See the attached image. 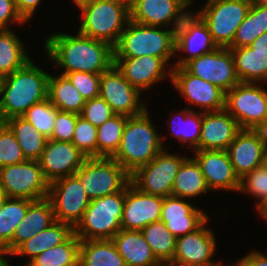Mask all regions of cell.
I'll use <instances>...</instances> for the list:
<instances>
[{"mask_svg": "<svg viewBox=\"0 0 267 266\" xmlns=\"http://www.w3.org/2000/svg\"><path fill=\"white\" fill-rule=\"evenodd\" d=\"M44 46L48 58L63 68V75L78 71L101 74L114 65V47L79 32L74 36L53 33L46 39Z\"/></svg>", "mask_w": 267, "mask_h": 266, "instance_id": "obj_1", "label": "cell"}, {"mask_svg": "<svg viewBox=\"0 0 267 266\" xmlns=\"http://www.w3.org/2000/svg\"><path fill=\"white\" fill-rule=\"evenodd\" d=\"M49 75L30 59L12 74L0 78V122L22 117L33 104L45 100Z\"/></svg>", "mask_w": 267, "mask_h": 266, "instance_id": "obj_2", "label": "cell"}, {"mask_svg": "<svg viewBox=\"0 0 267 266\" xmlns=\"http://www.w3.org/2000/svg\"><path fill=\"white\" fill-rule=\"evenodd\" d=\"M147 110L127 118L119 149L112 157L129 174L138 167L148 164L165 149L163 138L158 135Z\"/></svg>", "mask_w": 267, "mask_h": 266, "instance_id": "obj_3", "label": "cell"}, {"mask_svg": "<svg viewBox=\"0 0 267 266\" xmlns=\"http://www.w3.org/2000/svg\"><path fill=\"white\" fill-rule=\"evenodd\" d=\"M162 28V29H161ZM176 30L145 26L129 20L119 42L114 47V58L156 56L167 64L175 51Z\"/></svg>", "mask_w": 267, "mask_h": 266, "instance_id": "obj_4", "label": "cell"}, {"mask_svg": "<svg viewBox=\"0 0 267 266\" xmlns=\"http://www.w3.org/2000/svg\"><path fill=\"white\" fill-rule=\"evenodd\" d=\"M80 10L82 22L78 32L112 47L117 45L130 20L129 6L117 0H93Z\"/></svg>", "mask_w": 267, "mask_h": 266, "instance_id": "obj_5", "label": "cell"}, {"mask_svg": "<svg viewBox=\"0 0 267 266\" xmlns=\"http://www.w3.org/2000/svg\"><path fill=\"white\" fill-rule=\"evenodd\" d=\"M125 188L90 201L82 219L73 228L80 240H110L121 229Z\"/></svg>", "mask_w": 267, "mask_h": 266, "instance_id": "obj_6", "label": "cell"}, {"mask_svg": "<svg viewBox=\"0 0 267 266\" xmlns=\"http://www.w3.org/2000/svg\"><path fill=\"white\" fill-rule=\"evenodd\" d=\"M90 200L121 192L130 174L113 158H86L74 173Z\"/></svg>", "mask_w": 267, "mask_h": 266, "instance_id": "obj_7", "label": "cell"}, {"mask_svg": "<svg viewBox=\"0 0 267 266\" xmlns=\"http://www.w3.org/2000/svg\"><path fill=\"white\" fill-rule=\"evenodd\" d=\"M251 5L239 0H207L198 15L206 23L215 44L228 48Z\"/></svg>", "mask_w": 267, "mask_h": 266, "instance_id": "obj_8", "label": "cell"}, {"mask_svg": "<svg viewBox=\"0 0 267 266\" xmlns=\"http://www.w3.org/2000/svg\"><path fill=\"white\" fill-rule=\"evenodd\" d=\"M163 149L148 164L130 174V183L143 193L171 196L174 179L186 156L171 154Z\"/></svg>", "mask_w": 267, "mask_h": 266, "instance_id": "obj_9", "label": "cell"}, {"mask_svg": "<svg viewBox=\"0 0 267 266\" xmlns=\"http://www.w3.org/2000/svg\"><path fill=\"white\" fill-rule=\"evenodd\" d=\"M48 190L49 183L36 160L0 168V192L8 198L35 201L46 198Z\"/></svg>", "mask_w": 267, "mask_h": 266, "instance_id": "obj_10", "label": "cell"}, {"mask_svg": "<svg viewBox=\"0 0 267 266\" xmlns=\"http://www.w3.org/2000/svg\"><path fill=\"white\" fill-rule=\"evenodd\" d=\"M225 110L241 129H253L267 119V91L259 83H239L226 92Z\"/></svg>", "mask_w": 267, "mask_h": 266, "instance_id": "obj_11", "label": "cell"}, {"mask_svg": "<svg viewBox=\"0 0 267 266\" xmlns=\"http://www.w3.org/2000/svg\"><path fill=\"white\" fill-rule=\"evenodd\" d=\"M47 198L51 202L55 219L73 228L82 219L91 201L75 175L50 183Z\"/></svg>", "mask_w": 267, "mask_h": 266, "instance_id": "obj_12", "label": "cell"}, {"mask_svg": "<svg viewBox=\"0 0 267 266\" xmlns=\"http://www.w3.org/2000/svg\"><path fill=\"white\" fill-rule=\"evenodd\" d=\"M183 67L190 74L212 83L225 93L240 83L229 48L218 47L211 53L190 59Z\"/></svg>", "mask_w": 267, "mask_h": 266, "instance_id": "obj_13", "label": "cell"}, {"mask_svg": "<svg viewBox=\"0 0 267 266\" xmlns=\"http://www.w3.org/2000/svg\"><path fill=\"white\" fill-rule=\"evenodd\" d=\"M191 5L188 0H132L130 20L145 26L176 30L191 11L186 10Z\"/></svg>", "mask_w": 267, "mask_h": 266, "instance_id": "obj_14", "label": "cell"}, {"mask_svg": "<svg viewBox=\"0 0 267 266\" xmlns=\"http://www.w3.org/2000/svg\"><path fill=\"white\" fill-rule=\"evenodd\" d=\"M141 92L133 87L113 65L100 76V97L103 98L116 114L136 116L143 113L147 107L140 102Z\"/></svg>", "mask_w": 267, "mask_h": 266, "instance_id": "obj_15", "label": "cell"}, {"mask_svg": "<svg viewBox=\"0 0 267 266\" xmlns=\"http://www.w3.org/2000/svg\"><path fill=\"white\" fill-rule=\"evenodd\" d=\"M171 82L188 104L197 105L203 112L225 109L226 93L197 76L190 74L183 66L171 69Z\"/></svg>", "mask_w": 267, "mask_h": 266, "instance_id": "obj_16", "label": "cell"}, {"mask_svg": "<svg viewBox=\"0 0 267 266\" xmlns=\"http://www.w3.org/2000/svg\"><path fill=\"white\" fill-rule=\"evenodd\" d=\"M86 158L72 142L47 139L38 162L44 178L50 184L60 178L74 175Z\"/></svg>", "mask_w": 267, "mask_h": 266, "instance_id": "obj_17", "label": "cell"}, {"mask_svg": "<svg viewBox=\"0 0 267 266\" xmlns=\"http://www.w3.org/2000/svg\"><path fill=\"white\" fill-rule=\"evenodd\" d=\"M218 46L213 41L206 23L193 11L189 12L176 29L175 51L189 52L179 59L173 67H181L190 59L211 53Z\"/></svg>", "mask_w": 267, "mask_h": 266, "instance_id": "obj_18", "label": "cell"}, {"mask_svg": "<svg viewBox=\"0 0 267 266\" xmlns=\"http://www.w3.org/2000/svg\"><path fill=\"white\" fill-rule=\"evenodd\" d=\"M208 221L195 231L176 238L171 266H208L215 263L212 257L215 256L217 241L213 231L205 226Z\"/></svg>", "mask_w": 267, "mask_h": 266, "instance_id": "obj_19", "label": "cell"}, {"mask_svg": "<svg viewBox=\"0 0 267 266\" xmlns=\"http://www.w3.org/2000/svg\"><path fill=\"white\" fill-rule=\"evenodd\" d=\"M163 199L143 193L129 183L125 187L122 229L141 231L145 226L160 221Z\"/></svg>", "mask_w": 267, "mask_h": 266, "instance_id": "obj_20", "label": "cell"}, {"mask_svg": "<svg viewBox=\"0 0 267 266\" xmlns=\"http://www.w3.org/2000/svg\"><path fill=\"white\" fill-rule=\"evenodd\" d=\"M193 157L200 166L210 191H239L240 179L235 174L226 150H194Z\"/></svg>", "mask_w": 267, "mask_h": 266, "instance_id": "obj_21", "label": "cell"}, {"mask_svg": "<svg viewBox=\"0 0 267 266\" xmlns=\"http://www.w3.org/2000/svg\"><path fill=\"white\" fill-rule=\"evenodd\" d=\"M114 65L124 78L141 93L166 79L167 76L171 78L172 68L162 58L156 56L114 58ZM166 68H170L168 73Z\"/></svg>", "mask_w": 267, "mask_h": 266, "instance_id": "obj_22", "label": "cell"}, {"mask_svg": "<svg viewBox=\"0 0 267 266\" xmlns=\"http://www.w3.org/2000/svg\"><path fill=\"white\" fill-rule=\"evenodd\" d=\"M240 130L236 119L225 109L202 112L201 136L195 150H227Z\"/></svg>", "mask_w": 267, "mask_h": 266, "instance_id": "obj_23", "label": "cell"}, {"mask_svg": "<svg viewBox=\"0 0 267 266\" xmlns=\"http://www.w3.org/2000/svg\"><path fill=\"white\" fill-rule=\"evenodd\" d=\"M185 200L175 196L163 199L160 221L175 238L195 231L208 219V215Z\"/></svg>", "mask_w": 267, "mask_h": 266, "instance_id": "obj_24", "label": "cell"}, {"mask_svg": "<svg viewBox=\"0 0 267 266\" xmlns=\"http://www.w3.org/2000/svg\"><path fill=\"white\" fill-rule=\"evenodd\" d=\"M226 151L239 179L263 165L265 148L252 129H241Z\"/></svg>", "mask_w": 267, "mask_h": 266, "instance_id": "obj_25", "label": "cell"}, {"mask_svg": "<svg viewBox=\"0 0 267 266\" xmlns=\"http://www.w3.org/2000/svg\"><path fill=\"white\" fill-rule=\"evenodd\" d=\"M56 221L50 200L46 197L28 205L25 218L17 226L11 240V254L25 241L49 227Z\"/></svg>", "mask_w": 267, "mask_h": 266, "instance_id": "obj_26", "label": "cell"}, {"mask_svg": "<svg viewBox=\"0 0 267 266\" xmlns=\"http://www.w3.org/2000/svg\"><path fill=\"white\" fill-rule=\"evenodd\" d=\"M112 241L127 266H153L159 262L141 231L121 229Z\"/></svg>", "mask_w": 267, "mask_h": 266, "instance_id": "obj_27", "label": "cell"}, {"mask_svg": "<svg viewBox=\"0 0 267 266\" xmlns=\"http://www.w3.org/2000/svg\"><path fill=\"white\" fill-rule=\"evenodd\" d=\"M229 49L241 83L267 82V53L255 52L249 46Z\"/></svg>", "mask_w": 267, "mask_h": 266, "instance_id": "obj_28", "label": "cell"}, {"mask_svg": "<svg viewBox=\"0 0 267 266\" xmlns=\"http://www.w3.org/2000/svg\"><path fill=\"white\" fill-rule=\"evenodd\" d=\"M73 232L74 229L70 224L56 220L39 234H36L33 238L22 243L11 256L28 255L30 256L28 260L29 263L37 255L63 243Z\"/></svg>", "mask_w": 267, "mask_h": 266, "instance_id": "obj_29", "label": "cell"}, {"mask_svg": "<svg viewBox=\"0 0 267 266\" xmlns=\"http://www.w3.org/2000/svg\"><path fill=\"white\" fill-rule=\"evenodd\" d=\"M31 202L24 198H5L0 209V253L11 256V240Z\"/></svg>", "mask_w": 267, "mask_h": 266, "instance_id": "obj_30", "label": "cell"}, {"mask_svg": "<svg viewBox=\"0 0 267 266\" xmlns=\"http://www.w3.org/2000/svg\"><path fill=\"white\" fill-rule=\"evenodd\" d=\"M208 191L210 190L199 164L194 158L187 157L179 167L174 179L171 196L190 199Z\"/></svg>", "mask_w": 267, "mask_h": 266, "instance_id": "obj_31", "label": "cell"}, {"mask_svg": "<svg viewBox=\"0 0 267 266\" xmlns=\"http://www.w3.org/2000/svg\"><path fill=\"white\" fill-rule=\"evenodd\" d=\"M79 263L81 266H127L110 240H80Z\"/></svg>", "mask_w": 267, "mask_h": 266, "instance_id": "obj_32", "label": "cell"}, {"mask_svg": "<svg viewBox=\"0 0 267 266\" xmlns=\"http://www.w3.org/2000/svg\"><path fill=\"white\" fill-rule=\"evenodd\" d=\"M47 98L58 110L76 114L81 113L86 102L69 78L63 74L49 75Z\"/></svg>", "mask_w": 267, "mask_h": 266, "instance_id": "obj_33", "label": "cell"}, {"mask_svg": "<svg viewBox=\"0 0 267 266\" xmlns=\"http://www.w3.org/2000/svg\"><path fill=\"white\" fill-rule=\"evenodd\" d=\"M23 43L10 29H0V78L23 67L31 58Z\"/></svg>", "mask_w": 267, "mask_h": 266, "instance_id": "obj_34", "label": "cell"}, {"mask_svg": "<svg viewBox=\"0 0 267 266\" xmlns=\"http://www.w3.org/2000/svg\"><path fill=\"white\" fill-rule=\"evenodd\" d=\"M14 133L27 160L38 161L47 138L23 117H14L4 122Z\"/></svg>", "mask_w": 267, "mask_h": 266, "instance_id": "obj_35", "label": "cell"}, {"mask_svg": "<svg viewBox=\"0 0 267 266\" xmlns=\"http://www.w3.org/2000/svg\"><path fill=\"white\" fill-rule=\"evenodd\" d=\"M267 31V5L253 2L244 21L237 29L233 43L228 48L249 46Z\"/></svg>", "mask_w": 267, "mask_h": 266, "instance_id": "obj_36", "label": "cell"}, {"mask_svg": "<svg viewBox=\"0 0 267 266\" xmlns=\"http://www.w3.org/2000/svg\"><path fill=\"white\" fill-rule=\"evenodd\" d=\"M194 111L193 108L181 110L170 122V135L181 143H186L194 151L199 144L201 136L202 111Z\"/></svg>", "mask_w": 267, "mask_h": 266, "instance_id": "obj_37", "label": "cell"}, {"mask_svg": "<svg viewBox=\"0 0 267 266\" xmlns=\"http://www.w3.org/2000/svg\"><path fill=\"white\" fill-rule=\"evenodd\" d=\"M80 239L74 232L61 244L37 255L26 266H73L79 262Z\"/></svg>", "mask_w": 267, "mask_h": 266, "instance_id": "obj_38", "label": "cell"}, {"mask_svg": "<svg viewBox=\"0 0 267 266\" xmlns=\"http://www.w3.org/2000/svg\"><path fill=\"white\" fill-rule=\"evenodd\" d=\"M141 233L159 262L171 263L176 251V238L162 221L145 226Z\"/></svg>", "mask_w": 267, "mask_h": 266, "instance_id": "obj_39", "label": "cell"}, {"mask_svg": "<svg viewBox=\"0 0 267 266\" xmlns=\"http://www.w3.org/2000/svg\"><path fill=\"white\" fill-rule=\"evenodd\" d=\"M127 118L116 114L97 127V157L112 158L116 154Z\"/></svg>", "mask_w": 267, "mask_h": 266, "instance_id": "obj_40", "label": "cell"}, {"mask_svg": "<svg viewBox=\"0 0 267 266\" xmlns=\"http://www.w3.org/2000/svg\"><path fill=\"white\" fill-rule=\"evenodd\" d=\"M57 116V108L49 101L45 100L33 104L22 116L33 125L47 139L51 138Z\"/></svg>", "mask_w": 267, "mask_h": 266, "instance_id": "obj_41", "label": "cell"}, {"mask_svg": "<svg viewBox=\"0 0 267 266\" xmlns=\"http://www.w3.org/2000/svg\"><path fill=\"white\" fill-rule=\"evenodd\" d=\"M72 143L87 157H97V127L81 116L77 118Z\"/></svg>", "mask_w": 267, "mask_h": 266, "instance_id": "obj_42", "label": "cell"}, {"mask_svg": "<svg viewBox=\"0 0 267 266\" xmlns=\"http://www.w3.org/2000/svg\"><path fill=\"white\" fill-rule=\"evenodd\" d=\"M26 160L14 133L5 123L0 122V168Z\"/></svg>", "mask_w": 267, "mask_h": 266, "instance_id": "obj_43", "label": "cell"}, {"mask_svg": "<svg viewBox=\"0 0 267 266\" xmlns=\"http://www.w3.org/2000/svg\"><path fill=\"white\" fill-rule=\"evenodd\" d=\"M239 193L258 198L256 208L267 198V168L261 165L240 179Z\"/></svg>", "mask_w": 267, "mask_h": 266, "instance_id": "obj_44", "label": "cell"}, {"mask_svg": "<svg viewBox=\"0 0 267 266\" xmlns=\"http://www.w3.org/2000/svg\"><path fill=\"white\" fill-rule=\"evenodd\" d=\"M72 85L80 92L82 97L87 100L100 96V76L86 72H70L65 74Z\"/></svg>", "mask_w": 267, "mask_h": 266, "instance_id": "obj_45", "label": "cell"}, {"mask_svg": "<svg viewBox=\"0 0 267 266\" xmlns=\"http://www.w3.org/2000/svg\"><path fill=\"white\" fill-rule=\"evenodd\" d=\"M86 121L94 126L102 125L106 120L116 115L111 106L100 96L87 100L79 114Z\"/></svg>", "mask_w": 267, "mask_h": 266, "instance_id": "obj_46", "label": "cell"}, {"mask_svg": "<svg viewBox=\"0 0 267 266\" xmlns=\"http://www.w3.org/2000/svg\"><path fill=\"white\" fill-rule=\"evenodd\" d=\"M79 114L60 111L57 109L55 126L51 135L52 140L72 142L74 129Z\"/></svg>", "mask_w": 267, "mask_h": 266, "instance_id": "obj_47", "label": "cell"}, {"mask_svg": "<svg viewBox=\"0 0 267 266\" xmlns=\"http://www.w3.org/2000/svg\"><path fill=\"white\" fill-rule=\"evenodd\" d=\"M9 22L21 25L26 21L18 13L14 0H0V29H9Z\"/></svg>", "mask_w": 267, "mask_h": 266, "instance_id": "obj_48", "label": "cell"}, {"mask_svg": "<svg viewBox=\"0 0 267 266\" xmlns=\"http://www.w3.org/2000/svg\"><path fill=\"white\" fill-rule=\"evenodd\" d=\"M18 13L27 22L31 20L41 0H14Z\"/></svg>", "mask_w": 267, "mask_h": 266, "instance_id": "obj_49", "label": "cell"}, {"mask_svg": "<svg viewBox=\"0 0 267 266\" xmlns=\"http://www.w3.org/2000/svg\"><path fill=\"white\" fill-rule=\"evenodd\" d=\"M236 263L237 266H267V255L254 250Z\"/></svg>", "mask_w": 267, "mask_h": 266, "instance_id": "obj_50", "label": "cell"}, {"mask_svg": "<svg viewBox=\"0 0 267 266\" xmlns=\"http://www.w3.org/2000/svg\"><path fill=\"white\" fill-rule=\"evenodd\" d=\"M255 52L267 53V31L249 45Z\"/></svg>", "mask_w": 267, "mask_h": 266, "instance_id": "obj_51", "label": "cell"}, {"mask_svg": "<svg viewBox=\"0 0 267 266\" xmlns=\"http://www.w3.org/2000/svg\"><path fill=\"white\" fill-rule=\"evenodd\" d=\"M252 130L257 134L265 150H267V119L258 123Z\"/></svg>", "mask_w": 267, "mask_h": 266, "instance_id": "obj_52", "label": "cell"}, {"mask_svg": "<svg viewBox=\"0 0 267 266\" xmlns=\"http://www.w3.org/2000/svg\"><path fill=\"white\" fill-rule=\"evenodd\" d=\"M257 212L260 213V216L263 217V220L267 222V198L256 208Z\"/></svg>", "mask_w": 267, "mask_h": 266, "instance_id": "obj_53", "label": "cell"}, {"mask_svg": "<svg viewBox=\"0 0 267 266\" xmlns=\"http://www.w3.org/2000/svg\"><path fill=\"white\" fill-rule=\"evenodd\" d=\"M75 5L80 9L81 7L91 3L93 0H72Z\"/></svg>", "mask_w": 267, "mask_h": 266, "instance_id": "obj_54", "label": "cell"}, {"mask_svg": "<svg viewBox=\"0 0 267 266\" xmlns=\"http://www.w3.org/2000/svg\"><path fill=\"white\" fill-rule=\"evenodd\" d=\"M4 254L0 253V266H10L9 262H7L8 259H4Z\"/></svg>", "mask_w": 267, "mask_h": 266, "instance_id": "obj_55", "label": "cell"}, {"mask_svg": "<svg viewBox=\"0 0 267 266\" xmlns=\"http://www.w3.org/2000/svg\"><path fill=\"white\" fill-rule=\"evenodd\" d=\"M6 196L0 192V209L3 206L4 200H5Z\"/></svg>", "mask_w": 267, "mask_h": 266, "instance_id": "obj_56", "label": "cell"}, {"mask_svg": "<svg viewBox=\"0 0 267 266\" xmlns=\"http://www.w3.org/2000/svg\"><path fill=\"white\" fill-rule=\"evenodd\" d=\"M208 266H237V263L235 264H231V265H223L222 262H219L216 264V262L214 264L208 265Z\"/></svg>", "mask_w": 267, "mask_h": 266, "instance_id": "obj_57", "label": "cell"}, {"mask_svg": "<svg viewBox=\"0 0 267 266\" xmlns=\"http://www.w3.org/2000/svg\"><path fill=\"white\" fill-rule=\"evenodd\" d=\"M263 165L267 168V150L264 152Z\"/></svg>", "mask_w": 267, "mask_h": 266, "instance_id": "obj_58", "label": "cell"}, {"mask_svg": "<svg viewBox=\"0 0 267 266\" xmlns=\"http://www.w3.org/2000/svg\"><path fill=\"white\" fill-rule=\"evenodd\" d=\"M153 266H171V265H170V263H167V262H158L157 264H155Z\"/></svg>", "mask_w": 267, "mask_h": 266, "instance_id": "obj_59", "label": "cell"}, {"mask_svg": "<svg viewBox=\"0 0 267 266\" xmlns=\"http://www.w3.org/2000/svg\"><path fill=\"white\" fill-rule=\"evenodd\" d=\"M117 1H120V2H122L124 4H127L129 7H130V5L132 3V0H117Z\"/></svg>", "mask_w": 267, "mask_h": 266, "instance_id": "obj_60", "label": "cell"}, {"mask_svg": "<svg viewBox=\"0 0 267 266\" xmlns=\"http://www.w3.org/2000/svg\"><path fill=\"white\" fill-rule=\"evenodd\" d=\"M255 2L263 4V5H267V0H255Z\"/></svg>", "mask_w": 267, "mask_h": 266, "instance_id": "obj_61", "label": "cell"}, {"mask_svg": "<svg viewBox=\"0 0 267 266\" xmlns=\"http://www.w3.org/2000/svg\"><path fill=\"white\" fill-rule=\"evenodd\" d=\"M239 1H247V2H250V3L255 2V0H239Z\"/></svg>", "mask_w": 267, "mask_h": 266, "instance_id": "obj_62", "label": "cell"}, {"mask_svg": "<svg viewBox=\"0 0 267 266\" xmlns=\"http://www.w3.org/2000/svg\"><path fill=\"white\" fill-rule=\"evenodd\" d=\"M73 266H81L80 263L78 262L76 265H73Z\"/></svg>", "mask_w": 267, "mask_h": 266, "instance_id": "obj_63", "label": "cell"}]
</instances>
